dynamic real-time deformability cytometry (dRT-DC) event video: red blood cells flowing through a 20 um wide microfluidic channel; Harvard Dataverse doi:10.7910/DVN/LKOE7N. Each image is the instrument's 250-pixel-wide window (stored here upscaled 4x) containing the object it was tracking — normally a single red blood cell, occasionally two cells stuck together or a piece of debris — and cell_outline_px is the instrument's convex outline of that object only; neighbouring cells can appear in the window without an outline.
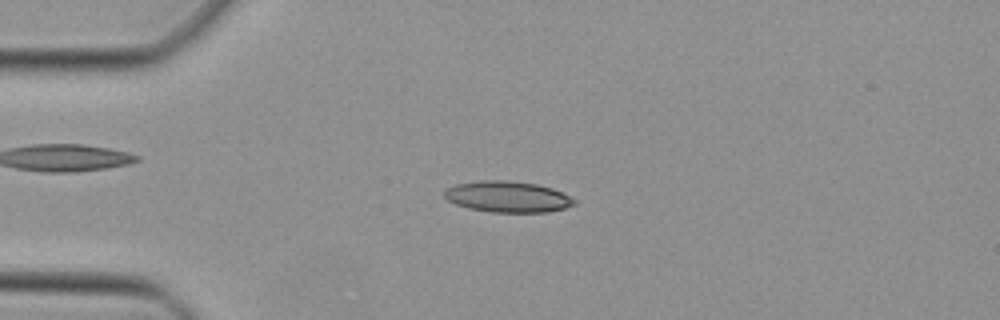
{"species": "Egyptian fruit bat (a non-hibernating species)", "species_latin": "Rousettus aegyptiacus", "temperature_condition": "cold", "stored_images_in_passage": 42, "camera_frame_rate_fps": 3000, "um_per_image_px": 0.085, "animal": {"sex": "female"}, "frame": {"image": 1, "passage_image": 11, "time_ms": 3.333, "image_size_px": [1000, 320], "cell_outline_px": [[576, 204], [564, 208], [548, 212], [492, 212], [468, 208], [456, 204], [448, 200], [444, 196], [444, 192], [448, 188], [456, 184], [480, 180], [508, 180], [536, 184], [552, 188], [576, 200]], "centroid_in_image_um": [43.14, 16.72], "position_along_channel_um": 41.9, "area_um2": 23.41}}
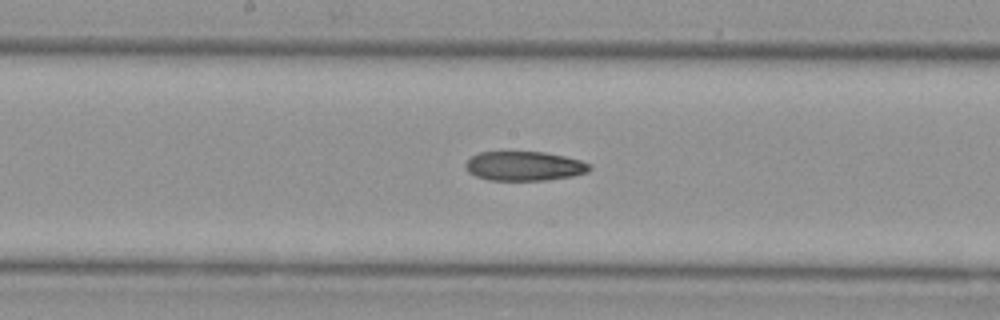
{"frame": {"image": 2, "passage_image": 24, "time_ms": 7.667, "image_size_px": [1000, 320], "cell_outline_px": [[592, 168], [588, 172], [572, 176], [548, 180], [488, 180], [476, 176], [468, 172], [464, 168], [464, 164], [472, 156], [480, 152], [544, 152], [564, 156], [580, 160], [592, 164]], "centroid_in_image_um": [44.57, 14.12], "position_along_channel_um": 203.6, "area_um2": 21.33}}
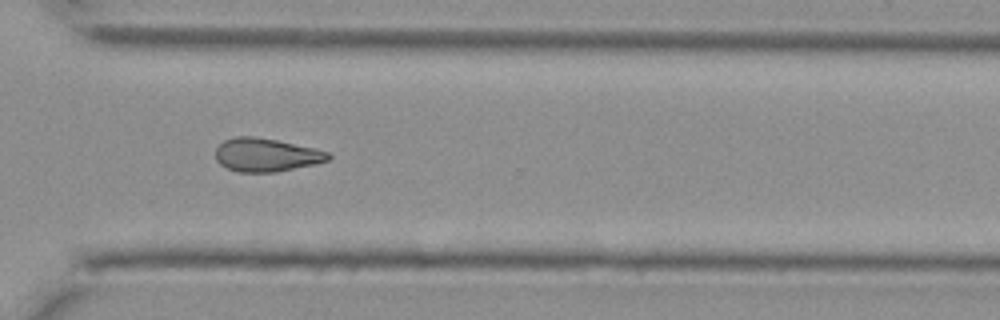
{"frame": {"image": 3, "passage_image": 34, "time_ms": 11.0, "image_size_px": [1000, 320], "cell_outline_px": [[332, 156], [328, 160], [316, 164], [276, 172], [236, 172], [220, 164], [216, 160], [216, 148], [224, 140], [236, 136], [256, 136], [276, 140], [312, 148], [328, 152]], "centroid_in_image_um": [22.6, 13.17], "position_along_channel_um": 348.0, "area_um2": 21.85}}